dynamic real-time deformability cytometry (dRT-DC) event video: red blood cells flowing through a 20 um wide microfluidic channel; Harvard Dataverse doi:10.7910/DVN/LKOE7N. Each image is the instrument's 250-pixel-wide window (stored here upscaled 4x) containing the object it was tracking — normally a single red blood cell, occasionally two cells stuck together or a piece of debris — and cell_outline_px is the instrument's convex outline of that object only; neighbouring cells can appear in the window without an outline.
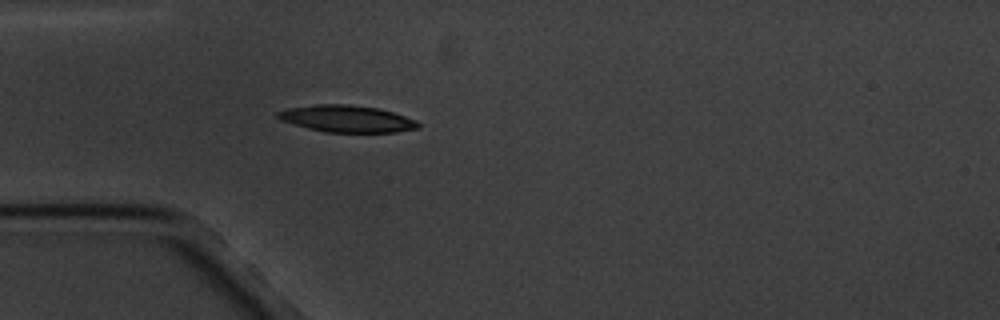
{"species": "common noctule bat (a hibernating species)", "species_latin": "Nyctalus noctula", "temperature_condition": "cold", "stored_images_in_passage": 5, "camera_frame_rate_fps": 3000, "um_per_image_px": 0.085, "animal": {"sex": "male", "body_mass_g": 20.1, "forearm_length_mm": 53.5}, "frame": {"image": 1, "passage_image": 5, "time_ms": 5.333, "image_size_px": [1000, 320], "cell_outline_px": [[420, 128], [396, 132], [324, 132], [308, 128], [280, 120], [276, 116], [276, 112], [288, 108], [316, 104], [348, 104], [376, 108], [392, 112], [416, 120], [420, 124]], "centroid_in_image_um": [29.47, 10.09], "position_along_channel_um": 55.5, "area_um2": 21.91}}